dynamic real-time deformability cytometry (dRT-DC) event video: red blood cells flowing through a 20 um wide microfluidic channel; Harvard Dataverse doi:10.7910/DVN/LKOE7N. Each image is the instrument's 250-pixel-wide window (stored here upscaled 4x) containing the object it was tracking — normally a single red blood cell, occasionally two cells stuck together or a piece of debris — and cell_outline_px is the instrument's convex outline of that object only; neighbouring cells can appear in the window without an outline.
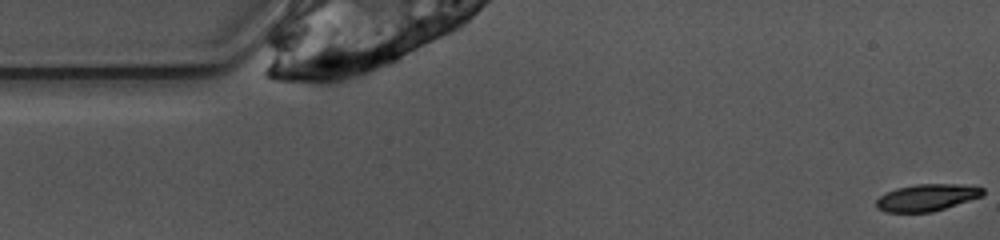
{"species": "common noctule bat (a hibernating species)", "species_latin": "Nyctalus noctula", "temperature_condition": "warm", "stored_images_in_passage": 2, "camera_frame_rate_fps": 3000, "um_per_image_px": 0.085, "animal": {"sex": "female", "body_mass_g": 10.0, "forearm_length_mm": 53.1}, "frame": {"image": 1, "passage_image": 1, "time_ms": 0.0, "image_size_px": [1000, 240], "cell_outline_px": [[984, 196], [932, 212], [884, 212], [876, 208], [876, 200], [884, 192], [896, 188], [916, 184], [956, 184], [984, 188]], "centroid_in_image_um": [78.76, 16.79], "position_along_channel_um": 6.2, "area_um2": 16.82}}